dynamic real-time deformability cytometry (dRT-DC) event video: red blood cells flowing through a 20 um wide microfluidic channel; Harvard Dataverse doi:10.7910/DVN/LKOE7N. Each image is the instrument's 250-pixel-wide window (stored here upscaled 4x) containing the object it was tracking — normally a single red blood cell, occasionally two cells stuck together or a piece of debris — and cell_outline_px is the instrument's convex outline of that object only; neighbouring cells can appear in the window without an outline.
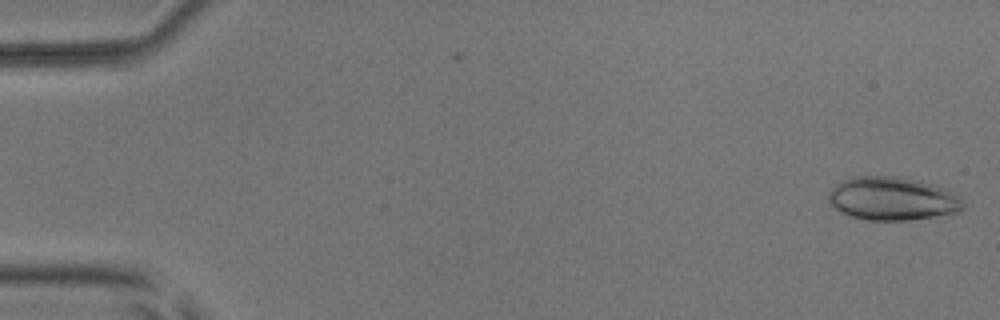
{"species": "common noctule bat (a hibernating species)", "species_latin": "Nyctalus noctula", "temperature_condition": "room temperature", "stored_images_in_passage": 52, "camera_frame_rate_fps": 3000, "um_per_image_px": 0.085, "animal": {"sex": "male", "body_mass_g": 17.9, "forearm_length_mm": 54.2}, "frame": {"image": 1, "passage_image": 1, "time_ms": 0.0, "image_size_px": [1000, 320], "cell_outline_px": [[964, 208], [960, 212], [908, 220], [868, 220], [852, 216], [840, 212], [828, 200], [828, 196], [832, 188], [836, 184], [848, 176], [900, 176], [920, 180], [956, 192], [964, 204]], "centroid_in_image_um": [75.87, 16.86], "position_along_channel_um": 9.1, "area_um2": 34.22}}
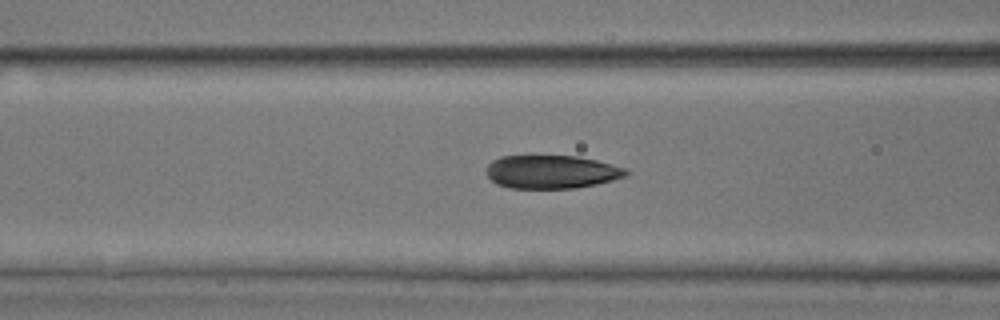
{"frame": {"image": 2, "passage_image": 21, "time_ms": 6.667, "image_size_px": [1000, 320], "cell_outline_px": [[632, 172], [628, 176], [596, 184], [576, 188], [508, 188], [496, 184], [488, 176], [488, 164], [492, 160], [500, 156], [576, 156], [596, 160], [628, 168]], "centroid_in_image_um": [46.93, 14.61], "position_along_channel_um": 119.7, "area_um2": 27.28}}
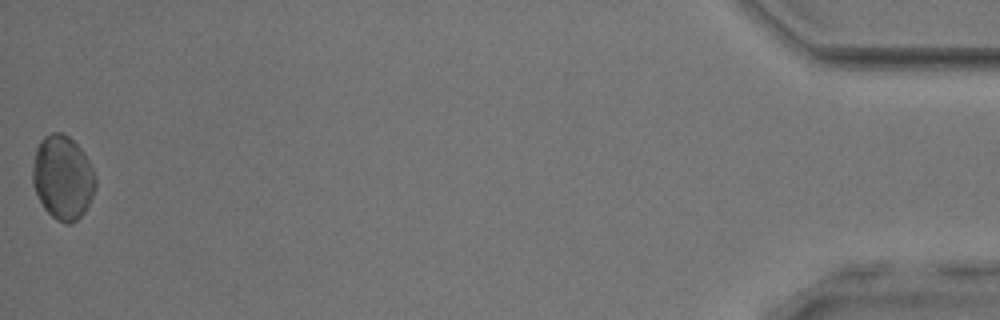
{"frame": {"image": 3, "passage_image": 52, "time_ms": 17.0, "image_size_px": [1000, 320], "cell_outline_px": [[96, 188], [84, 212], [72, 224], [64, 224], [56, 220], [44, 208], [32, 184], [32, 168], [36, 148], [40, 140], [44, 136], [52, 132], [60, 132], [68, 136], [84, 152], [96, 176]], "centroid_in_image_um": [5.33, 15.09], "position_along_channel_um": 429.9, "area_um2": 30.87}, "authors_computed_cell_mechanics": {"area_um2": 28.5821, "velocity_mm_per_s": 3.9209, "shape_relaxation_time_tau1_ms": 2.9014, "shape_relaxation_time_tau2_ms": 1.692, "deformation_change_tau1": 0.1036, "deformation_change_tau2": 0.0511}}